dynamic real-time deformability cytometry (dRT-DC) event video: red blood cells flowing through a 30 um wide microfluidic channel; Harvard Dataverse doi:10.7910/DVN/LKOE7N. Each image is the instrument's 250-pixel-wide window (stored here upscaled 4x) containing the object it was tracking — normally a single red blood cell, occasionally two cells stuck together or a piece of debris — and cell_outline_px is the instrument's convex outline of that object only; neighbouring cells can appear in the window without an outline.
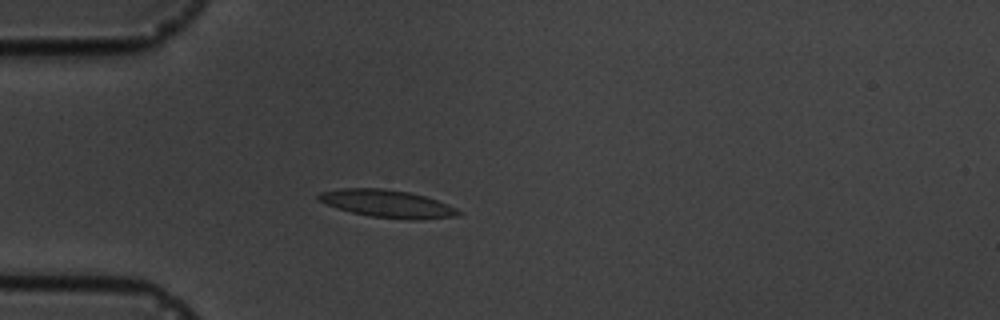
{"species": "common noctule bat (a hibernating species)", "species_latin": "Nyctalus noctula", "temperature_condition": "cold", "stored_images_in_passage": 10, "camera_frame_rate_fps": 3000, "um_per_image_px": 0.085, "animal": {"sex": "male", "body_mass_g": 19.5, "forearm_length_mm": 54.6}, "frame": {"image": 1, "passage_image": 3, "time_ms": 2.333, "image_size_px": [1000, 320], "cell_outline_px": [[464, 212], [460, 216], [416, 220], [408, 220], [372, 216], [352, 212], [336, 208], [316, 200], [316, 196], [320, 192], [344, 188], [384, 188], [412, 192], [448, 204]], "centroid_in_image_um": [32.95, 17.31], "position_along_channel_um": 52.1, "area_um2": 22.72}}
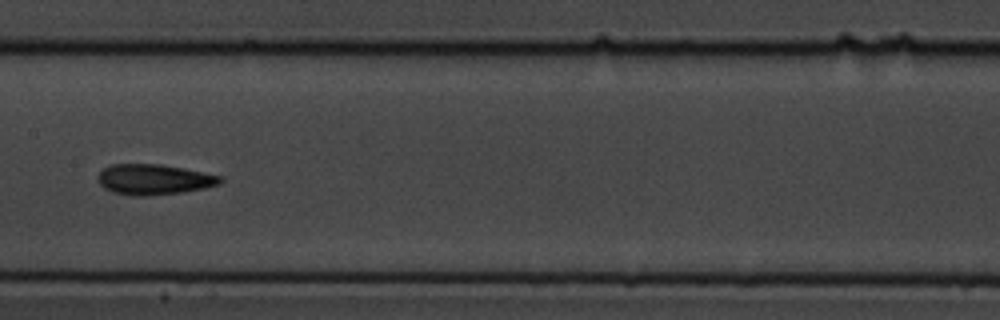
{"frame": {"image": 2, "passage_image": 7, "time_ms": 6.667, "image_size_px": [1000, 320], "cell_outline_px": [[224, 180], [220, 184], [204, 188], [180, 192], [148, 196], [136, 196], [112, 192], [104, 188], [100, 184], [96, 176], [104, 168], [112, 164], [160, 164], [224, 176]], "centroid_in_image_um": [13.09, 15.25], "position_along_channel_um": 194.3, "area_um2": 21.73}}
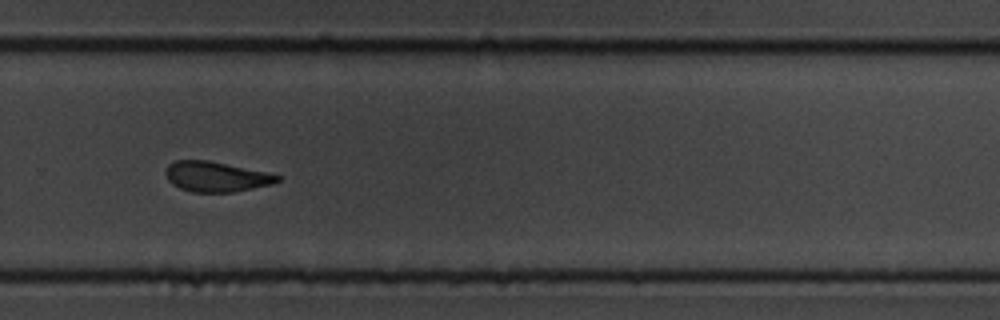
{"frame": {"image": 3, "passage_image": 10, "time_ms": 10.0, "image_size_px": [1000, 320], "cell_outline_px": [[280, 180], [272, 184], [232, 192], [192, 192], [180, 188], [172, 184], [168, 180], [164, 172], [168, 164], [176, 160], [208, 160], [268, 172], [280, 176]], "centroid_in_image_um": [18.34, 15.01], "position_along_channel_um": 311.5, "area_um2": 19.65}}